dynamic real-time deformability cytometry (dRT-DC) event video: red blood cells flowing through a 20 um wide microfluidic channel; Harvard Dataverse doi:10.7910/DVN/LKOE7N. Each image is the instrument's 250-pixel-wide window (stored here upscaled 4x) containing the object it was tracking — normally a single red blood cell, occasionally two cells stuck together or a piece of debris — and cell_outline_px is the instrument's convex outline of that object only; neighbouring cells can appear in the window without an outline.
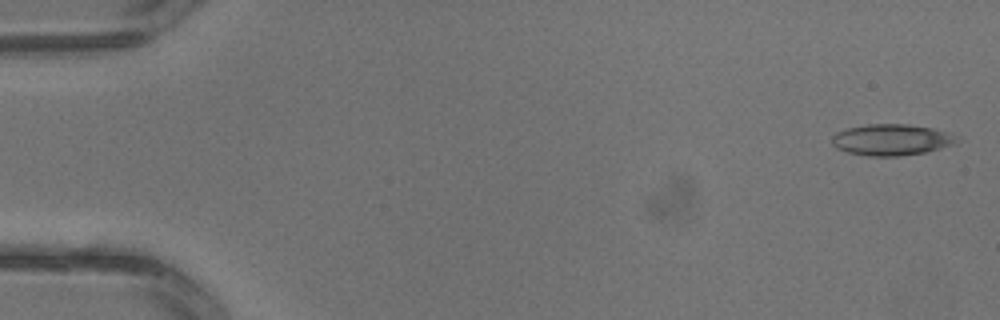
{"species": "common noctule bat (a hibernating species)", "species_latin": "Nyctalus noctula", "temperature_condition": "warm", "stored_images_in_passage": 3, "camera_frame_rate_fps": 3000, "um_per_image_px": 0.085, "animal": {"sex": "male", "body_mass_g": 13.3}, "frame": {"image": 1, "passage_image": 1, "time_ms": 0.0, "image_size_px": [1000, 320], "cell_outline_px": [[956, 144], [928, 152], [900, 156], [868, 156], [848, 152], [836, 148], [832, 144], [832, 136], [836, 132], [848, 128], [868, 124], [908, 124], [932, 128], [944, 132], [956, 140]], "centroid_in_image_um": [75.72, 11.89], "position_along_channel_um": 9.3, "area_um2": 22.54}}
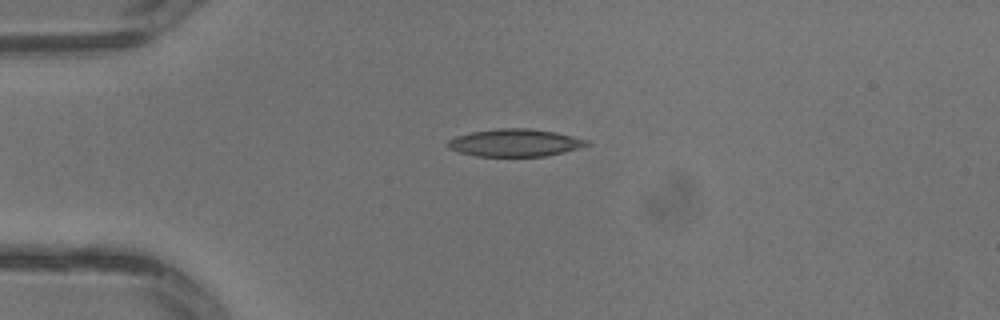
{"frame": {"image": 2, "passage_image": 3, "time_ms": 0.667, "image_size_px": [1000, 320], "cell_outline_px": [[588, 144], [564, 152], [544, 156], [476, 156], [460, 152], [448, 148], [448, 140], [456, 136], [472, 132], [500, 128], [528, 128], [556, 132], [588, 140]], "centroid_in_image_um": [43.74, 12.13], "position_along_channel_um": 41.3, "area_um2": 21.96}}